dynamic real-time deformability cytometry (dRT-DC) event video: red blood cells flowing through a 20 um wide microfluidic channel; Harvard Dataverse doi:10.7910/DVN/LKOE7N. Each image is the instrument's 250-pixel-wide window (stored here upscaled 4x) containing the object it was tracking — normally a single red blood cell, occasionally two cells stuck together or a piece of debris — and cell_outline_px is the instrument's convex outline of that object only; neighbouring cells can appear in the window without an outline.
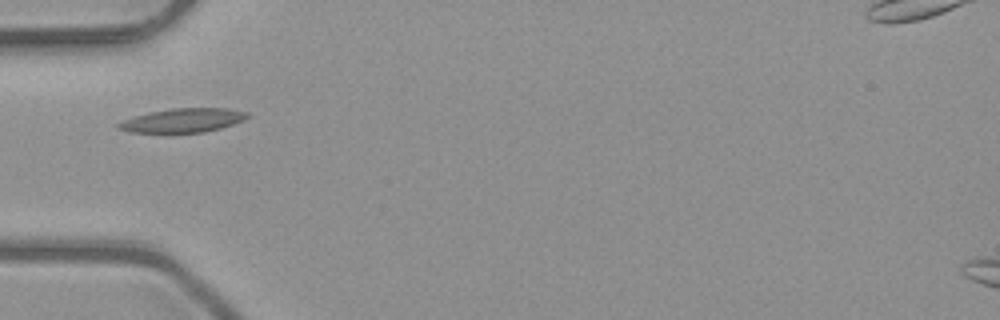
{"species": "common noctule bat (a hibernating species)", "species_latin": "Nyctalus noctula", "temperature_condition": "room temperature", "stored_images_in_passage": 1, "camera_frame_rate_fps": 3000, "um_per_image_px": 0.085, "animal": {"sex": "male", "body_mass_g": 23.1, "forearm_length_mm": 52.7}, "frame": {"image": 1, "passage_image": 1, "time_ms": 0.0, "image_size_px": [1000, 320], "cell_outline_px": [[252, 116], [232, 124], [220, 128], [204, 132], [128, 132], [116, 128], [116, 124], [124, 120], [148, 112], [172, 108], [228, 108], [248, 112]], "centroid_in_image_um": [15.56, 10.22], "position_along_channel_um": 69.4, "area_um2": 17.92}}